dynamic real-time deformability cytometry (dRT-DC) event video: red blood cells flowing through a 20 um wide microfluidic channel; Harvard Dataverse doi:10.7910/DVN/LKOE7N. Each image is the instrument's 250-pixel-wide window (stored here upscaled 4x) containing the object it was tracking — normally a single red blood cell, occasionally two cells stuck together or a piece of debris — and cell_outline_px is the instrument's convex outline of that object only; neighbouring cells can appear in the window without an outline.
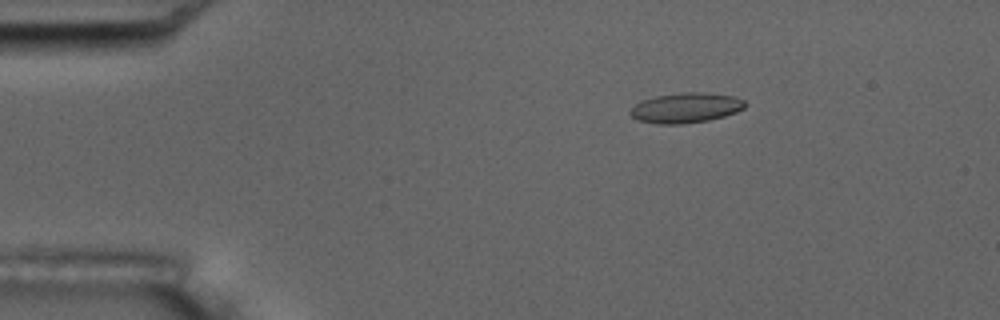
{"species": "common noctule bat (a hibernating species)", "species_latin": "Nyctalus noctula", "temperature_condition": "room temperature", "stored_images_in_passage": 5, "camera_frame_rate_fps": 3000, "um_per_image_px": 0.085, "animal": {"sex": "male", "body_mass_g": 17.5, "forearm_length_mm": 52.3}, "frame": {"image": 1, "passage_image": 3, "time_ms": 2.333, "image_size_px": [1000, 320], "cell_outline_px": [[748, 104], [744, 108], [736, 112], [724, 116], [708, 120], [680, 124], [656, 124], [636, 120], [628, 112], [640, 100], [656, 96], [684, 92], [704, 92], [736, 96], [744, 100]], "centroid_in_image_um": [58.3, 9.16], "position_along_channel_um": 26.7, "area_um2": 20.29}}